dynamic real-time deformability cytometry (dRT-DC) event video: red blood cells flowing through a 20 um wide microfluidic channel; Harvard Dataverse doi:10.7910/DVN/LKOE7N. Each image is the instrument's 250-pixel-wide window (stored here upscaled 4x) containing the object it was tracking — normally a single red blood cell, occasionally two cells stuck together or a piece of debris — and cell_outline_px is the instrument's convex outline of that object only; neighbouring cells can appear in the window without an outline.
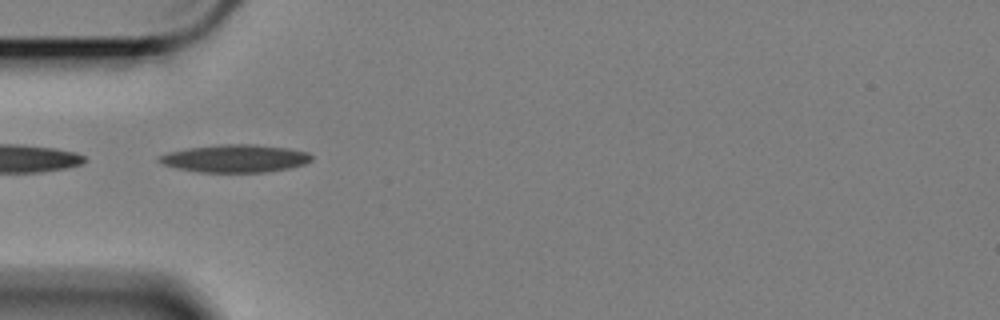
{"species": "Egyptian fruit bat (a non-hibernating species)", "species_latin": "Rousettus aegyptiacus", "temperature_condition": "cold", "stored_images_in_passage": 26, "camera_frame_rate_fps": 3000, "um_per_image_px": 0.085, "animal": {"sex": "female"}, "frame": {"image": 1, "passage_image": 1, "time_ms": 0.0, "image_size_px": [1000, 320], "cell_outline_px": [[312, 160], [304, 164], [288, 168], [268, 172], [200, 172], [176, 168], [164, 164], [156, 160], [156, 156], [168, 152], [188, 148], [220, 144], [256, 144], [288, 148], [308, 152], [312, 156]], "centroid_in_image_um": [19.97, 13.46], "position_along_channel_um": 65.0, "area_um2": 24.74}}
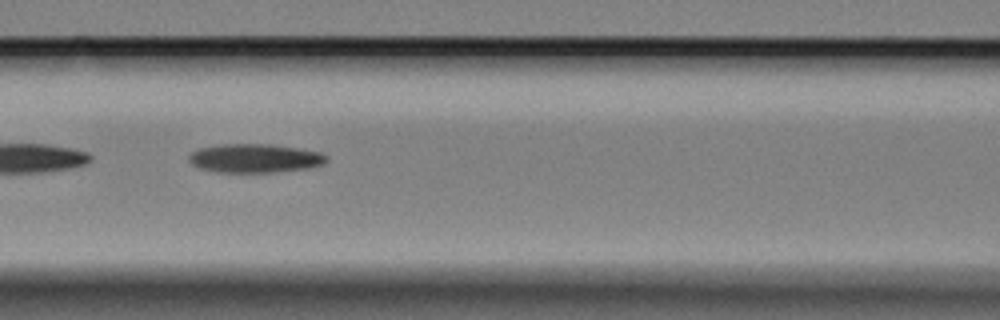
{"frame": {"image": 2, "passage_image": 8, "time_ms": 2.333, "image_size_px": [1000, 320], "cell_outline_px": [[328, 160], [324, 164], [308, 168], [272, 172], [216, 172], [200, 168], [192, 164], [188, 160], [188, 156], [192, 152], [200, 148], [220, 144], [268, 144], [300, 148], [320, 152], [328, 156]], "centroid_in_image_um": [21.67, 13.45], "position_along_channel_um": 144.9, "area_um2": 23.12}}
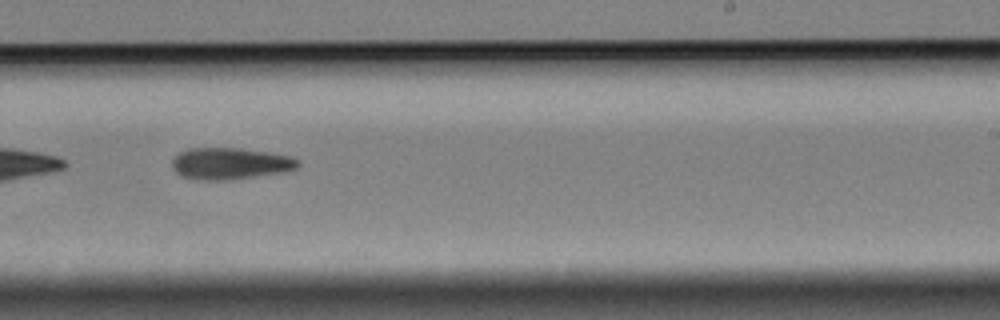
{"frame": {"image": 3, "passage_image": 19, "time_ms": 6.0, "image_size_px": [1000, 320], "cell_outline_px": [[300, 164], [296, 168], [280, 172], [252, 176], [216, 180], [208, 180], [184, 176], [176, 172], [172, 164], [172, 160], [180, 152], [188, 148], [240, 148], [268, 152], [292, 156], [300, 160]], "centroid_in_image_um": [19.58, 13.87], "position_along_channel_um": 269.4, "area_um2": 22.66}}